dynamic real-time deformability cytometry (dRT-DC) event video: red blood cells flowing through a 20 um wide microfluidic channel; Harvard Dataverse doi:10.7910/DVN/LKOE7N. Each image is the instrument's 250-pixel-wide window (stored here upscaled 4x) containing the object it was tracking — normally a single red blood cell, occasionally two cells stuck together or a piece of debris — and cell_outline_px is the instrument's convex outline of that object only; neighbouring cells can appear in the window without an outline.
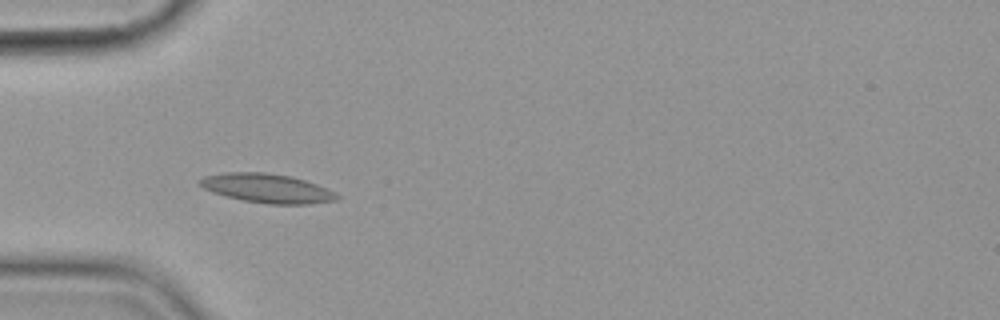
{"species": "common noctule bat (a hibernating species)", "species_latin": "Nyctalus noctula", "temperature_condition": "cold", "stored_images_in_passage": 10, "camera_frame_rate_fps": 3000, "um_per_image_px": 0.085, "animal": {"sex": "female", "body_mass_g": 19.9}, "frame": {"image": 1, "passage_image": 4, "time_ms": 3.333, "image_size_px": [1000, 320], "cell_outline_px": [[340, 196], [336, 200], [308, 204], [268, 204], [244, 200], [224, 196], [212, 192], [204, 188], [196, 180], [204, 176], [228, 172], [264, 172], [292, 176], [328, 188], [336, 192]], "centroid_in_image_um": [22.7, 16.0], "position_along_channel_um": 62.3, "area_um2": 23.29}}
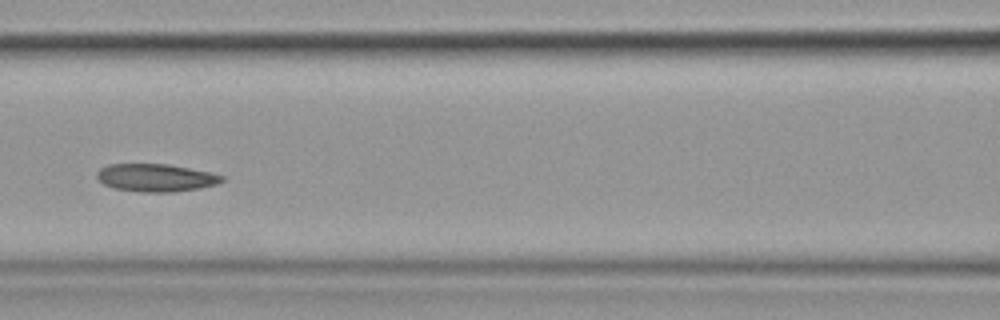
{"frame": {"image": 2, "passage_image": 6, "time_ms": 6.0, "image_size_px": [1000, 320], "cell_outline_px": [[224, 180], [216, 184], [200, 188], [172, 192], [140, 192], [112, 188], [104, 184], [96, 176], [96, 172], [100, 168], [108, 164], [168, 164], [212, 172], [224, 176]], "centroid_in_image_um": [13.24, 15.1], "position_along_channel_um": 153.4, "area_um2": 20.35}}
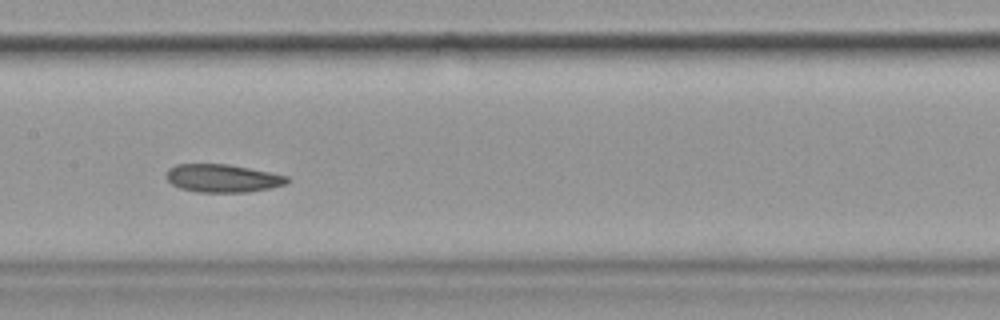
{"frame": {"image": 3, "passage_image": 7, "time_ms": 7.0, "image_size_px": [1000, 320], "cell_outline_px": [[292, 180], [284, 184], [272, 188], [248, 192], [196, 192], [180, 188], [172, 184], [164, 176], [168, 168], [176, 164], [228, 164], [288, 176]], "centroid_in_image_um": [18.9, 15.15], "position_along_channel_um": 188.5, "area_um2": 19.83}}